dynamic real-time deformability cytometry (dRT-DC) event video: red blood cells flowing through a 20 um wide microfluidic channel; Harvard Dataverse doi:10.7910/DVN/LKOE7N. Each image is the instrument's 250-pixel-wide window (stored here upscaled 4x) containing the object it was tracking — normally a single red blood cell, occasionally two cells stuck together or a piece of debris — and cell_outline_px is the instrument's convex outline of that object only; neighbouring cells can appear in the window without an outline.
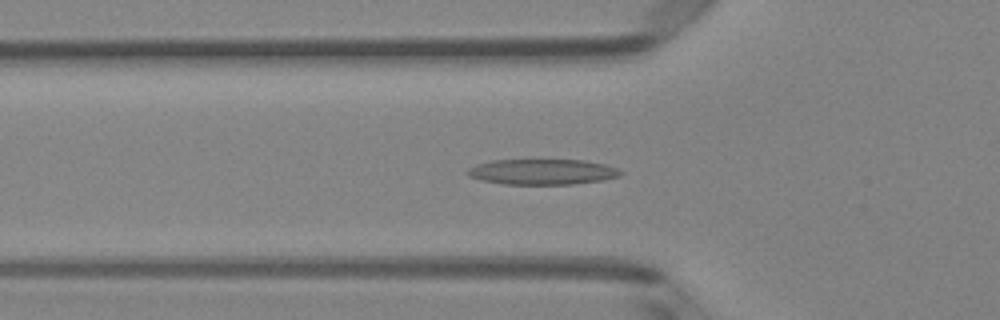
{"species": "Egyptian fruit bat (a non-hibernating species)", "species_latin": "Rousettus aegyptiacus", "temperature_condition": "room temperature", "stored_images_in_passage": 48, "camera_frame_rate_fps": 3000, "um_per_image_px": 0.085, "animal": {"sex": "female"}, "frame": {"image": 1, "passage_image": 14, "time_ms": 4.333, "image_size_px": [1000, 320], "cell_outline_px": [[624, 172], [620, 176], [600, 180], [572, 184], [504, 184], [480, 180], [468, 176], [464, 172], [468, 168], [476, 164], [492, 160], [584, 160], [604, 164], [620, 168]], "centroid_in_image_um": [46.07, 14.6], "position_along_channel_um": 79.7, "area_um2": 22.89}}
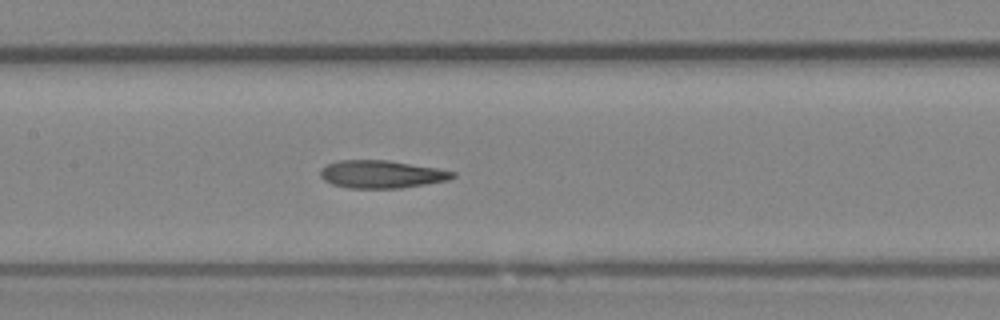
{"frame": {"image": 2, "passage_image": 21, "time_ms": 6.667, "image_size_px": [1000, 320], "cell_outline_px": [[456, 176], [448, 180], [400, 188], [348, 188], [332, 184], [324, 180], [320, 176], [320, 168], [328, 164], [340, 160], [388, 160], [436, 168], [456, 172]], "centroid_in_image_um": [32.41, 14.81], "position_along_channel_um": 175.0, "area_um2": 21.33}}
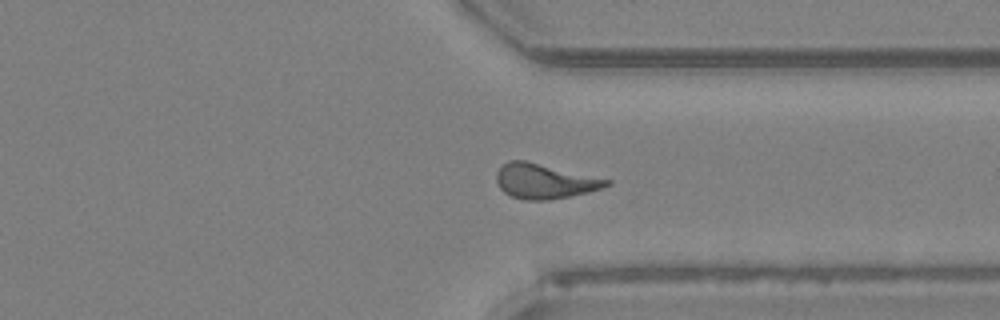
{"frame": {"image": 3, "passage_image": 35, "time_ms": 11.333, "image_size_px": [1000, 320], "cell_outline_px": [[612, 184], [604, 188], [588, 192], [548, 200], [524, 200], [512, 196], [504, 192], [500, 188], [496, 180], [496, 172], [508, 160], [524, 160], [612, 180]], "centroid_in_image_um": [46.3, 15.4], "position_along_channel_um": 365.1, "area_um2": 22.25}, "authors_computed_cell_mechanics": {"area_um2": 21.5883, "velocity_mm_per_s": 4.0726, "shape_relaxation_time_tau1_ms": 6.6641, "shape_relaxation_time_tau2_ms": 3.1898, "deformation_change_tau1": 0.231, "deformation_change_tau2": 0.1372}}